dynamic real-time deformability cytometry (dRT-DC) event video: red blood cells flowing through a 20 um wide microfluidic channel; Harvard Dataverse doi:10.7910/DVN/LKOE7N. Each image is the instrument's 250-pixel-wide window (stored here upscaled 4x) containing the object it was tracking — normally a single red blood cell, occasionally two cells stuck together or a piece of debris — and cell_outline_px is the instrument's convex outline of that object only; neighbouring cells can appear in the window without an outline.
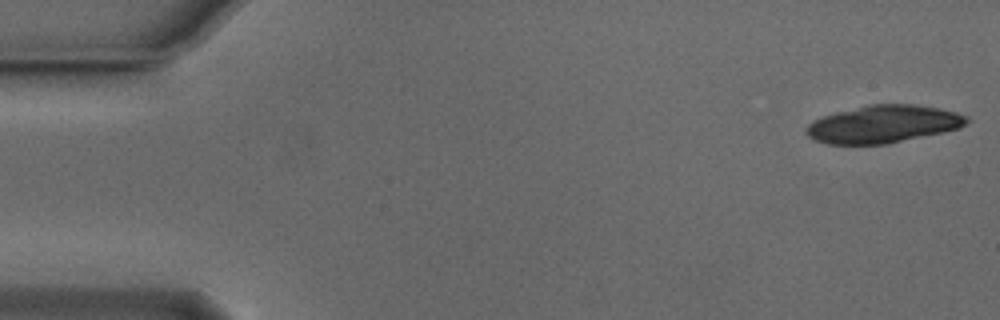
{"species": "Egyptian fruit bat (a non-hibernating species)", "species_latin": "Rousettus aegyptiacus", "temperature_condition": "cold", "stored_images_in_passage": 17, "camera_frame_rate_fps": 3000, "um_per_image_px": 0.085, "animal": {"sex": "male"}, "frame": {"image": 1, "passage_image": 1, "time_ms": 0.0, "image_size_px": [1000, 320], "cell_outline_px": [[968, 120], [960, 128], [888, 144], [828, 144], [812, 140], [808, 136], [808, 124], [812, 120], [836, 112], [868, 104], [916, 104], [940, 108], [956, 112], [968, 116]], "centroid_in_image_um": [75.08, 10.54], "position_along_channel_um": 9.9, "area_um2": 35.08}}